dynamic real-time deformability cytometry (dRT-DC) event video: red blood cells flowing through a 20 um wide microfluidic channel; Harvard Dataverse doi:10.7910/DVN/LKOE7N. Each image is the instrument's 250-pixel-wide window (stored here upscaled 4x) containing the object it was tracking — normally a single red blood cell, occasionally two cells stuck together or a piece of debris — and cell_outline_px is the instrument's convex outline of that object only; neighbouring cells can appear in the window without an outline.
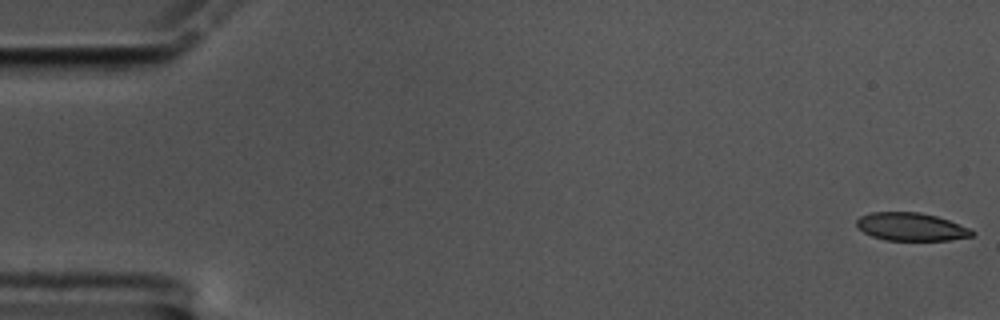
{"species": "common noctule bat (a hibernating species)", "species_latin": "Nyctalus noctula", "temperature_condition": "cold", "stored_images_in_passage": 13, "camera_frame_rate_fps": 3000, "um_per_image_px": 0.085, "animal": {"sex": "male", "body_mass_g": 17.5, "forearm_length_mm": 52.3}, "frame": {"image": 1, "passage_image": 1, "time_ms": 0.0, "image_size_px": [1000, 320], "cell_outline_px": [[976, 232], [972, 236], [948, 240], [884, 240], [872, 236], [864, 232], [856, 224], [856, 220], [860, 216], [872, 212], [920, 212], [936, 216], [948, 220], [968, 228]], "centroid_in_image_um": [77.43, 19.27], "position_along_channel_um": 7.6, "area_um2": 18.67}}